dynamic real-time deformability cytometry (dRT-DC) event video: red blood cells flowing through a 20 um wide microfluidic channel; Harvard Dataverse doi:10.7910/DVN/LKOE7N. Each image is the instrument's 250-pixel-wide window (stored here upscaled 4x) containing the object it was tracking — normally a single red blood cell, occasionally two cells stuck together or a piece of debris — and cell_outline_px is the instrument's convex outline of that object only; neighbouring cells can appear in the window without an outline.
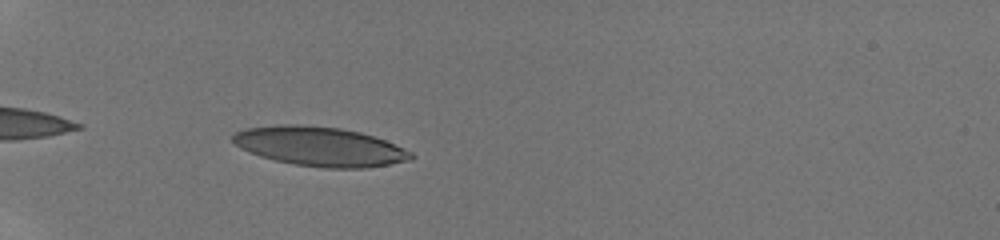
{"species": "human", "species_latin": "Homo sapiens", "temperature_condition": "room temperature", "stored_images_in_passage": 19, "camera_frame_rate_fps": 3000, "um_per_image_px": 0.085, "donor": {"sex": "male"}, "frame": {"image": 1, "passage_image": 1, "time_ms": 0.0, "image_size_px": [1000, 240], "cell_outline_px": [[416, 156], [412, 160], [368, 168], [324, 168], [296, 164], [276, 160], [260, 156], [240, 148], [232, 140], [232, 136], [236, 132], [244, 128], [280, 124], [300, 124], [340, 128], [360, 132], [384, 140], [404, 148], [412, 152]], "centroid_in_image_um": [27.2, 12.45], "position_along_channel_um": 57.8, "area_um2": 40.86}}
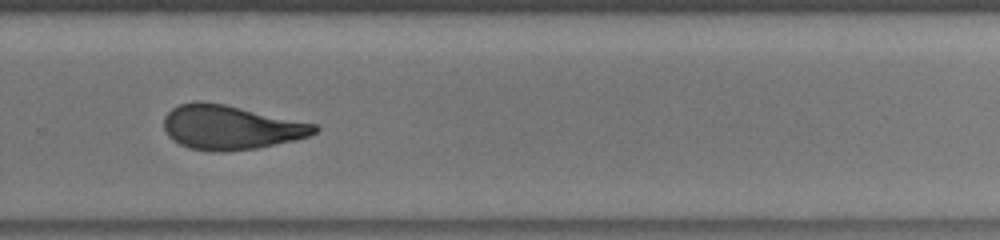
{"frame": {"image": 2, "passage_image": 12, "time_ms": 6.667, "image_size_px": [1000, 240], "cell_outline_px": [[320, 128], [316, 132], [308, 136], [296, 140], [256, 148], [224, 152], [212, 152], [188, 148], [172, 140], [168, 136], [164, 128], [164, 116], [172, 108], [180, 104], [196, 100], [200, 100], [224, 104], [316, 124]], "centroid_in_image_um": [19.57, 10.83], "position_along_channel_um": 310.2, "area_um2": 39.02}}
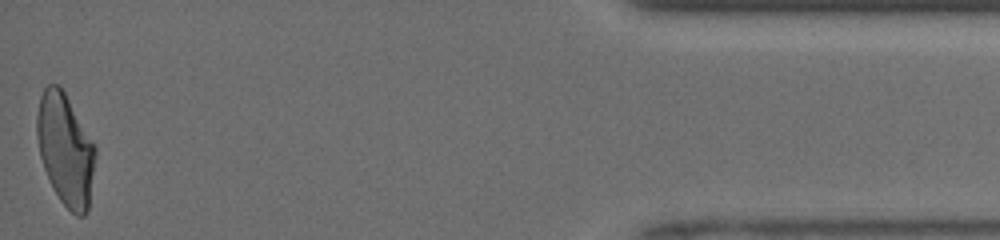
{"frame": {"image": 3, "passage_image": 19, "time_ms": 11.0, "image_size_px": [1000, 240], "cell_outline_px": [[96, 156], [88, 212], [84, 216], [76, 216], [60, 200], [44, 168], [40, 156], [36, 136], [36, 116], [40, 96], [44, 88], [48, 84], [56, 84], [64, 92], [96, 148]], "centroid_in_image_um": [5.55, 12.72], "position_along_channel_um": 429.6, "area_um2": 37.63}, "authors_computed_cell_mechanics": {"area_um2": 39.1884, "velocity_mm_per_s": 4.2074, "shape_relaxation_time_tau1_ms": null, "shape_relaxation_time_tau2_ms": 1.5198, "deformation_change_tau1": null, "deformation_change_tau2": 0.0799}}